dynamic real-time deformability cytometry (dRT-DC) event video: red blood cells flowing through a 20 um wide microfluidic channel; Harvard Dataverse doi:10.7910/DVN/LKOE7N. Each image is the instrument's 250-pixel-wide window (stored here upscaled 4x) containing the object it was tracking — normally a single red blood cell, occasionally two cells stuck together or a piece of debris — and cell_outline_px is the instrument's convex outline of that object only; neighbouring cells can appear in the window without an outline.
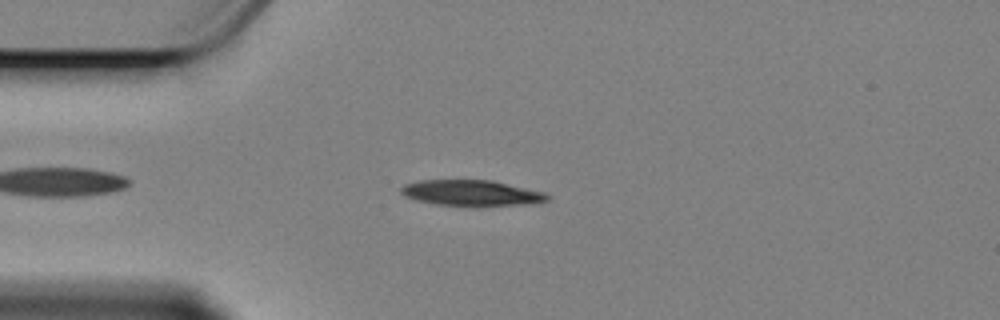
{"species": "Egyptian fruit bat (a non-hibernating species)", "species_latin": "Rousettus aegyptiacus", "temperature_condition": "cold", "stored_images_in_passage": 43, "camera_frame_rate_fps": 3000, "um_per_image_px": 0.085, "animal": {"sex": "female"}, "frame": {"image": 1, "passage_image": 7, "time_ms": 2.0, "image_size_px": [1000, 320], "cell_outline_px": [[552, 196], [548, 200], [540, 204], [480, 208], [468, 208], [436, 204], [416, 200], [404, 196], [400, 192], [400, 188], [404, 184], [420, 180], [492, 180], [544, 192]], "centroid_in_image_um": [40.16, 16.45], "position_along_channel_um": 44.8, "area_um2": 23.18}}
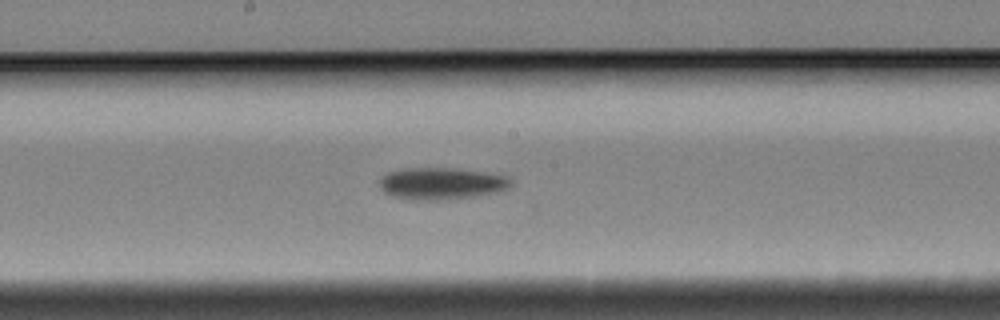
{"frame": {"image": 2, "passage_image": 23, "time_ms": 7.333, "image_size_px": [1000, 320], "cell_outline_px": [[512, 184], [508, 188], [496, 192], [480, 196], [436, 200], [428, 200], [396, 196], [384, 192], [380, 188], [380, 180], [388, 172], [408, 168], [448, 168], [480, 172], [504, 176], [512, 180]], "centroid_in_image_um": [37.54, 15.6], "position_along_channel_um": 210.7, "area_um2": 23.81}}
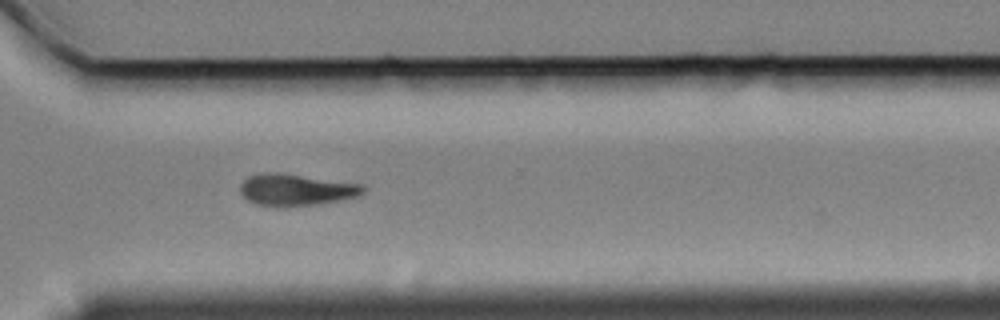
{"frame": {"image": 3, "passage_image": 35, "time_ms": 11.333, "image_size_px": [1000, 320], "cell_outline_px": [[364, 192], [360, 196], [320, 204], [280, 208], [276, 208], [256, 204], [248, 200], [240, 192], [240, 184], [248, 176], [260, 172], [276, 172], [364, 184]], "centroid_in_image_um": [25.15, 16.15], "position_along_channel_um": 345.5, "area_um2": 23.18}, "authors_computed_cell_mechanics": {"area_um2": 22.7732, "velocity_mm_per_s": 3.3773, "shape_relaxation_time_tau1_ms": 4.718, "shape_relaxation_time_tau2_ms": null, "deformation_change_tau1": 0.1301, "deformation_change_tau2": null}}